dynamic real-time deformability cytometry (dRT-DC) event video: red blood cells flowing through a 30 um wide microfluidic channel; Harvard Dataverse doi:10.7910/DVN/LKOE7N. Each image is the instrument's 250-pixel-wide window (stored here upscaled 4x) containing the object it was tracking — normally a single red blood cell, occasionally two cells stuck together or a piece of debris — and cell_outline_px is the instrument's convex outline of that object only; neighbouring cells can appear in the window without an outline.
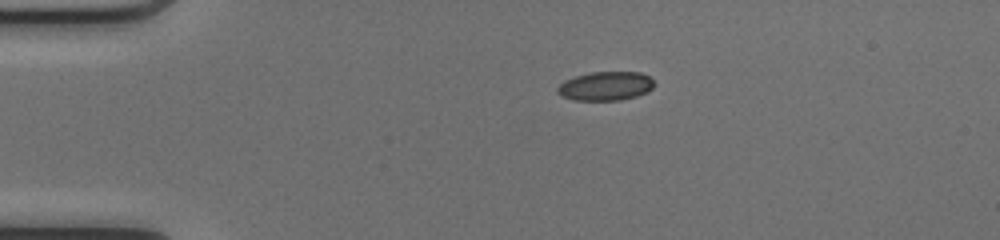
{"species": "common noctule bat (a hibernating species)", "species_latin": "Nyctalus noctula", "temperature_condition": "cold", "stored_images_in_passage": 40, "camera_frame_rate_fps": 3000, "um_per_image_px": 0.085, "animal": {"sex": "female", "body_mass_g": 17.0, "forearm_length_mm": 48.0}, "frame": {"image": 1, "passage_image": 1, "time_ms": 0.0, "image_size_px": [1000, 240], "cell_outline_px": [[656, 84], [648, 92], [636, 96], [620, 100], [572, 100], [560, 96], [556, 92], [556, 88], [564, 80], [576, 76], [592, 72], [640, 72], [648, 76]], "centroid_in_image_um": [51.46, 7.32], "position_along_channel_um": 33.5, "area_um2": 16.42}}
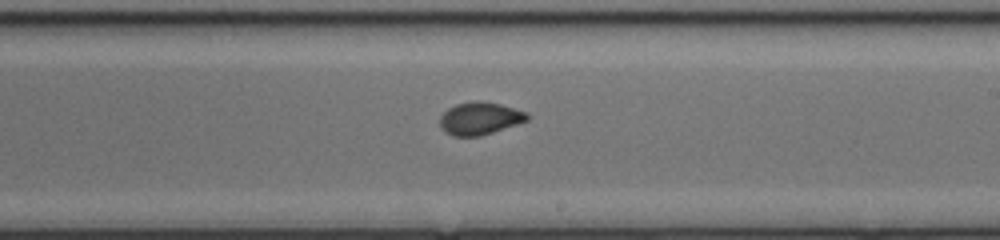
{"frame": {"image": 2, "passage_image": 20, "time_ms": 6.333, "image_size_px": [1000, 240], "cell_outline_px": [[528, 120], [480, 136], [452, 136], [444, 132], [440, 128], [440, 116], [448, 108], [456, 104], [476, 100], [500, 104], [528, 112]], "centroid_in_image_um": [40.75, 10.06], "position_along_channel_um": 248.2, "area_um2": 16.53}}
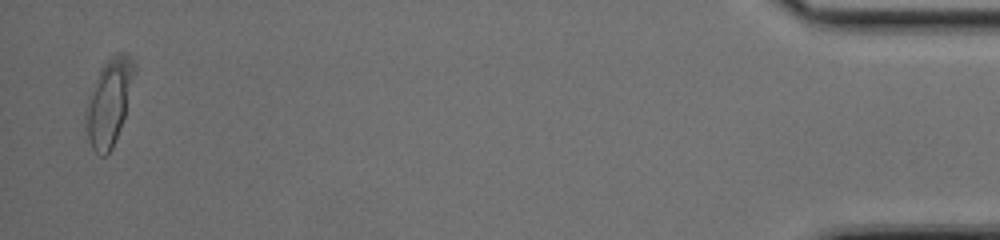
{"frame": {"image": 3, "passage_image": 39, "time_ms": 12.667, "image_size_px": [1000, 240], "cell_outline_px": [[132, 72], [124, 116], [120, 128], [112, 148], [104, 156], [100, 156], [92, 148], [88, 140], [84, 128], [84, 116], [100, 68], [112, 56], [120, 52], [128, 52], [132, 60]], "centroid_in_image_um": [9.21, 8.75], "position_along_channel_um": 426.0, "area_um2": 23.29}, "authors_computed_cell_mechanics": {"area_um2": 16.6753, "velocity_mm_per_s": 4.2053, "shape_relaxation_time_tau1_ms": 4.5972, "shape_relaxation_time_tau2_ms": 1.031, "deformation_change_tau1": 0.148, "deformation_change_tau2": 0.0479}}